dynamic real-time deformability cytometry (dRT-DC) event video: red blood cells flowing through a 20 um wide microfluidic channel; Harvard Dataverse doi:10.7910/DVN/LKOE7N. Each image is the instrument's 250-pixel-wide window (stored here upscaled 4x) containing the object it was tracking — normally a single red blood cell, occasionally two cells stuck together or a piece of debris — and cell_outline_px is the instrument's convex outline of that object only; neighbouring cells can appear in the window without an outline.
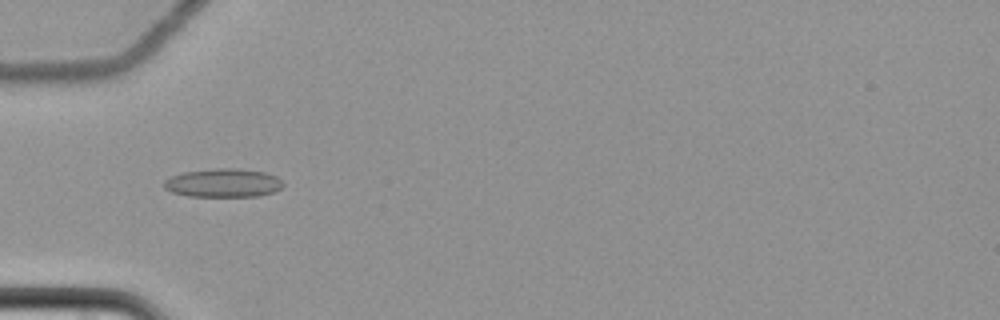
{"species": "common noctule bat (a hibernating species)", "species_latin": "Nyctalus noctula", "temperature_condition": "cold", "stored_images_in_passage": 61, "camera_frame_rate_fps": 3000, "um_per_image_px": 0.085, "animal": {"sex": "female", "body_mass_g": 22.7, "forearm_length_mm": 54.2}, "frame": {"image": 1, "passage_image": 22, "time_ms": 7.0, "image_size_px": [1000, 320], "cell_outline_px": [[284, 184], [280, 188], [272, 192], [260, 196], [188, 196], [172, 192], [164, 188], [164, 180], [172, 176], [184, 172], [216, 168], [232, 168], [264, 172], [276, 176]], "centroid_in_image_um": [18.96, 15.55], "position_along_channel_um": 66.0, "area_um2": 19.65}}
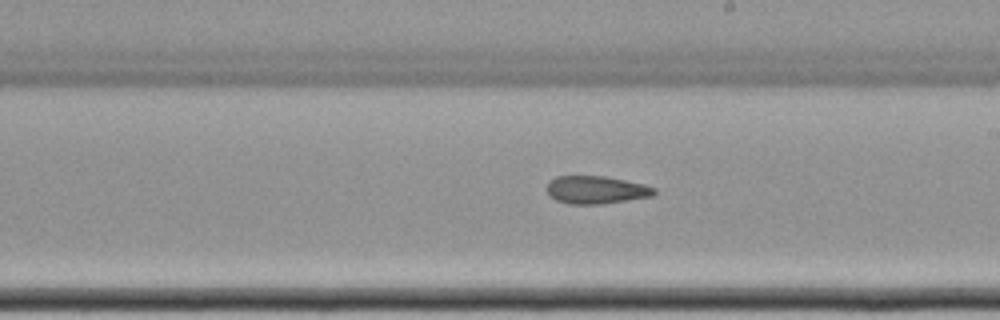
{"frame": {"image": 2, "passage_image": 37, "time_ms": 12.0, "image_size_px": [1000, 320], "cell_outline_px": [[656, 192], [652, 196], [604, 204], [568, 204], [556, 200], [544, 188], [556, 176], [604, 176], [644, 184], [656, 188]], "centroid_in_image_um": [50.68, 16.14], "position_along_channel_um": 238.3, "area_um2": 17.4}}
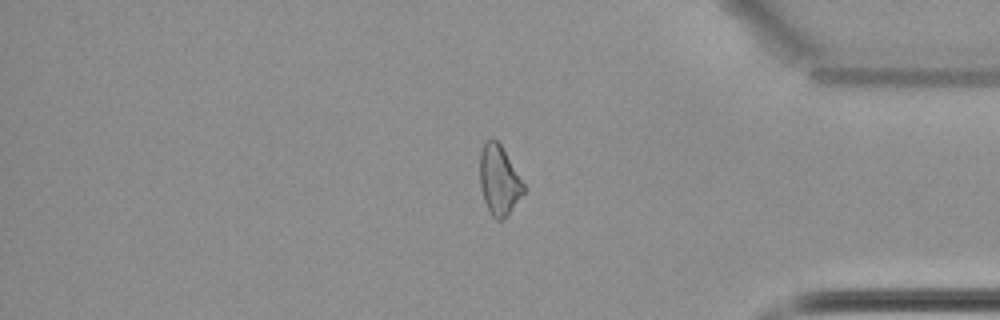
{"frame": {"image": 3, "passage_image": 52, "time_ms": 17.0, "image_size_px": [1000, 320], "cell_outline_px": [[524, 192], [508, 216], [504, 220], [496, 220], [492, 216], [484, 200], [480, 188], [480, 152], [484, 144], [492, 136], [500, 144], [524, 184]], "centroid_in_image_um": [42.41, 15.34], "position_along_channel_um": 392.8, "area_um2": 17.63}, "authors_computed_cell_mechanics": {"area_um2": 18.5538, "velocity_mm_per_s": 3.5053, "shape_relaxation_time_tau1_ms": null, "shape_relaxation_time_tau2_ms": 4.9848, "deformation_change_tau1": null, "deformation_change_tau2": 0.1245}}